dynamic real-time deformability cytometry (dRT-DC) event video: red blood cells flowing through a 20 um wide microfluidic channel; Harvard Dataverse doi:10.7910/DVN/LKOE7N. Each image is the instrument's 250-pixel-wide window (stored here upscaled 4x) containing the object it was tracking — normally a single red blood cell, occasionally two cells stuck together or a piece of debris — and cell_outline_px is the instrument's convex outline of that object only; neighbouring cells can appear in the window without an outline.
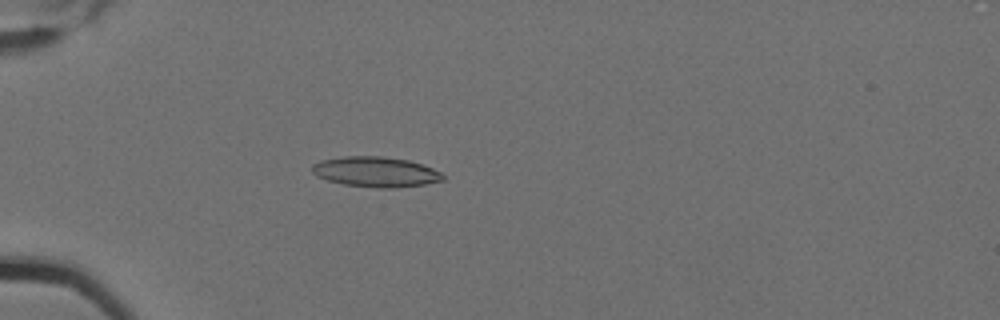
{"species": "Egyptian fruit bat (a non-hibernating species)", "species_latin": "Rousettus aegyptiacus", "temperature_condition": "cold", "stored_images_in_passage": 6, "camera_frame_rate_fps": 3000, "um_per_image_px": 0.085, "animal": {"sex": "female"}, "frame": {"image": 1, "passage_image": 2, "time_ms": 0.333, "image_size_px": [1000, 320], "cell_outline_px": [[444, 180], [424, 184], [392, 188], [376, 188], [344, 184], [328, 180], [316, 176], [312, 172], [312, 164], [320, 160], [344, 156], [384, 156], [408, 160], [424, 164], [440, 172], [444, 176]], "centroid_in_image_um": [31.93, 14.6], "position_along_channel_um": 53.1, "area_um2": 23.12}}
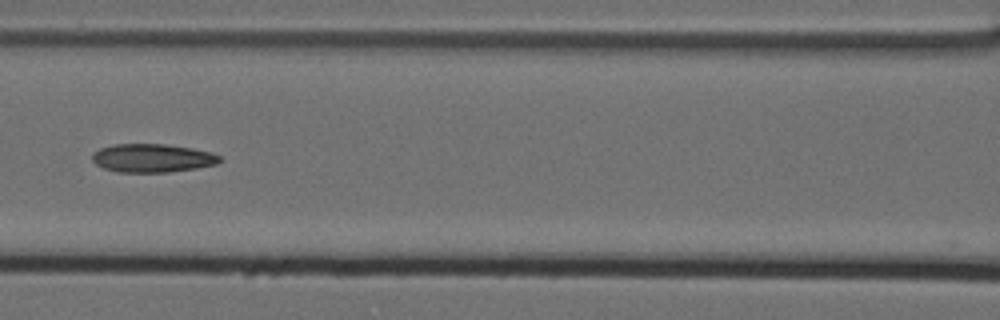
{"frame": {"image": 2, "passage_image": 5, "time_ms": 1.333, "image_size_px": [1000, 320], "cell_outline_px": [[224, 160], [216, 164], [196, 168], [168, 172], [116, 172], [104, 168], [96, 164], [92, 160], [92, 152], [100, 148], [112, 144], [164, 144], [192, 148], [212, 152], [220, 156]], "centroid_in_image_um": [12.95, 13.43], "position_along_channel_um": 153.7, "area_um2": 21.27}}
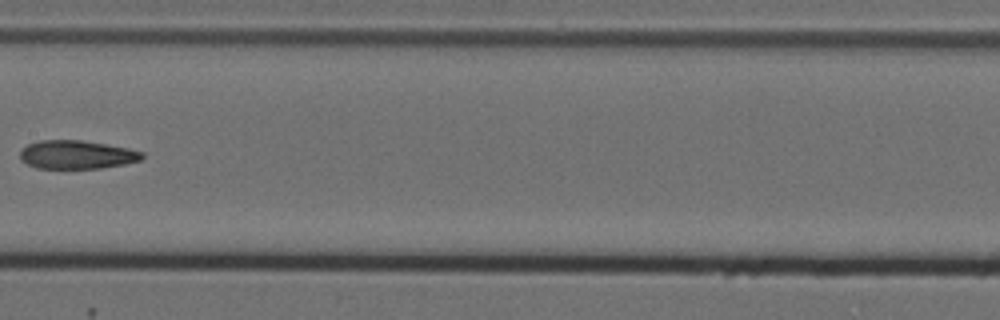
{"frame": {"image": 3, "passage_image": 6, "time_ms": 1.667, "image_size_px": [1000, 320], "cell_outline_px": [[144, 156], [140, 160], [124, 164], [100, 168], [36, 168], [20, 160], [20, 152], [28, 144], [40, 140], [80, 140], [128, 148], [144, 152]], "centroid_in_image_um": [6.52, 13.14], "position_along_channel_um": 200.9, "area_um2": 20.11}}